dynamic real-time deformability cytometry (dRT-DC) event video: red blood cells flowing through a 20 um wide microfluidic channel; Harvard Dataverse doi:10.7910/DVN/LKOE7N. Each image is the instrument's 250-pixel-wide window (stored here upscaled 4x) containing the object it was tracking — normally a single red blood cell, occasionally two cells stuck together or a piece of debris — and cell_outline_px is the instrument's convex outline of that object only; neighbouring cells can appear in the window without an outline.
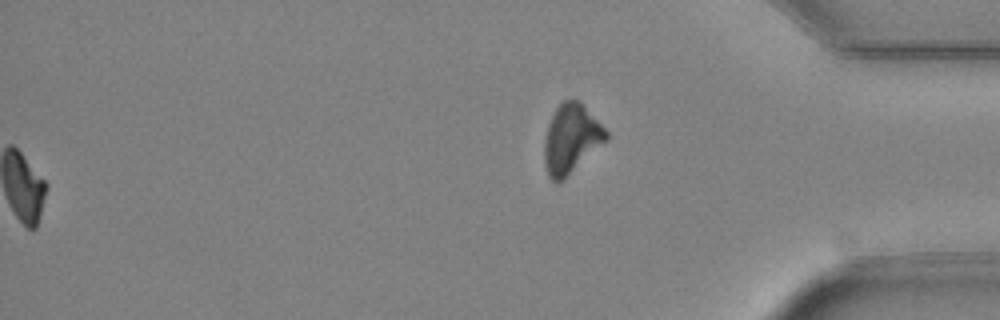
{"species": "Egyptian fruit bat (a non-hibernating species)", "species_latin": "Rousettus aegyptiacus", "temperature_condition": "cold", "stored_images_in_passage": 49, "segment_of_instrument_passage": [2, 2], "camera_frame_rate_fps": 3000, "um_per_image_px": 0.085, "animal": {"sex": "female"}, "frame": {"image": 1, "passage_image": 49, "time_ms": 16.0, "image_size_px": [1000, 320], "cell_outline_px": [[608, 140], [556, 184], [548, 176], [544, 160], [544, 140], [548, 124], [556, 108], [564, 100], [580, 100], [608, 132]], "centroid_in_image_um": [48.54, 11.77], "position_along_channel_um": 386.7, "area_um2": 24.57}}